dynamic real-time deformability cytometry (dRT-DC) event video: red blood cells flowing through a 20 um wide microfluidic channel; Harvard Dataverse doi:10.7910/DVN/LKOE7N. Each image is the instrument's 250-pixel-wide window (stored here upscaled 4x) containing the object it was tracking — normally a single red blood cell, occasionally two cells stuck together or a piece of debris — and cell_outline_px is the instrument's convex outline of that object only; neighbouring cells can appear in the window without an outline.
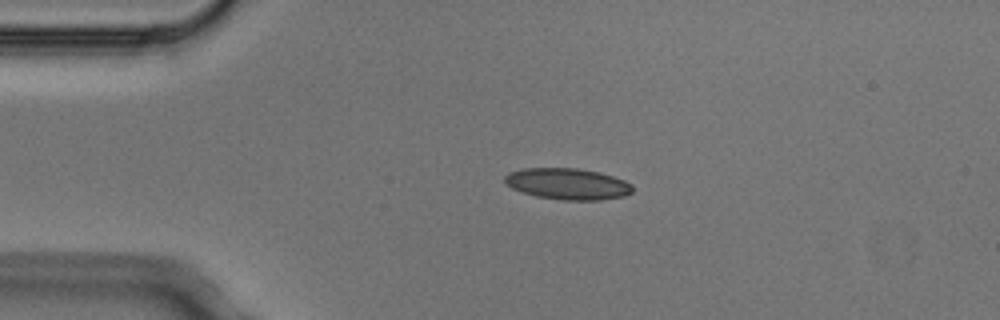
{"species": "Egyptian fruit bat (a non-hibernating species)", "species_latin": "Rousettus aegyptiacus", "temperature_condition": "cold", "stored_images_in_passage": 2, "camera_frame_rate_fps": 3000, "um_per_image_px": 0.085, "animal": {"sex": "male"}, "frame": {"image": 1, "passage_image": 1, "time_ms": 0.0, "image_size_px": [1000, 320], "cell_outline_px": [[632, 192], [624, 196], [600, 200], [564, 200], [536, 196], [512, 188], [504, 184], [504, 176], [508, 172], [524, 168], [576, 168], [600, 172], [624, 180], [632, 184]], "centroid_in_image_um": [48.23, 15.62], "position_along_channel_um": 36.8, "area_um2": 23.35}}